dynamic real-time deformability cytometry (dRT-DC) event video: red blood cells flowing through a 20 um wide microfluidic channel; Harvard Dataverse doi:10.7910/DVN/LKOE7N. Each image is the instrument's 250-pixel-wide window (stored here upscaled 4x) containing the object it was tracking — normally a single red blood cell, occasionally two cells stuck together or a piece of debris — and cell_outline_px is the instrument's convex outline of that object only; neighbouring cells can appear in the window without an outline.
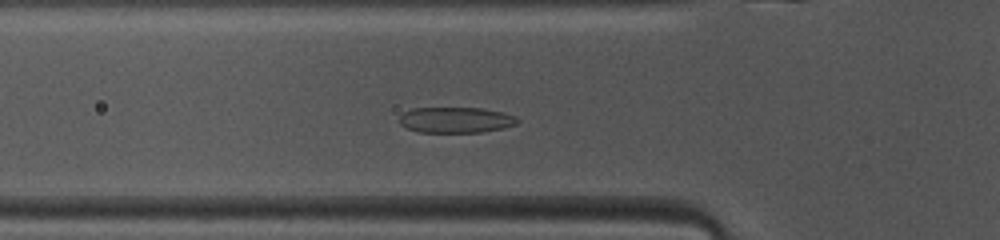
{"species": "common noctule bat (a hibernating species)", "species_latin": "Nyctalus noctula", "temperature_condition": "warm", "stored_images_in_passage": 38, "camera_frame_rate_fps": 3000, "um_per_image_px": 0.085, "animal": {"sex": "female", "body_mass_g": 10.0, "forearm_length_mm": 53.1}, "frame": {"image": 1, "passage_image": 5, "time_ms": 1.333, "image_size_px": [1000, 240], "cell_outline_px": [[520, 120], [516, 124], [504, 128], [480, 132], [420, 132], [408, 128], [400, 124], [400, 116], [404, 112], [412, 108], [480, 108], [504, 112], [516, 116]], "centroid_in_image_um": [38.78, 10.19], "position_along_channel_um": 87.0, "area_um2": 17.69}}
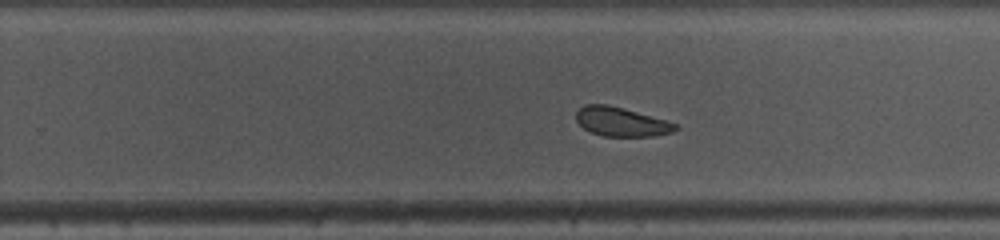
{"frame": {"image": 2, "passage_image": 19, "time_ms": 6.0, "image_size_px": [1000, 240], "cell_outline_px": [[680, 128], [672, 132], [652, 136], [604, 136], [592, 132], [584, 128], [576, 120], [576, 112], [584, 104], [608, 104], [664, 120], [676, 124]], "centroid_in_image_um": [52.78, 10.35], "position_along_channel_um": 277.0, "area_um2": 16.53}}
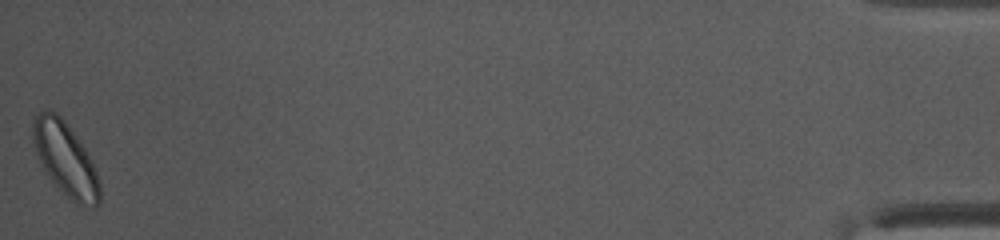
{"frame": {"image": 3, "passage_image": 38, "time_ms": 12.333, "image_size_px": [1000, 240], "cell_outline_px": [[100, 204], [96, 208], [92, 208], [80, 204], [72, 200], [52, 180], [44, 168], [36, 152], [32, 140], [32, 120], [40, 112], [56, 112], [64, 120], [76, 136], [84, 148], [96, 172], [100, 184]], "centroid_in_image_um": [5.57, 13.53], "position_along_channel_um": 429.6, "area_um2": 27.8}, "authors_computed_cell_mechanics": {"area_um2": 18.2359, "velocity_mm_per_s": 4.0693, "shape_relaxation_time_tau1_ms": 2.3852, "shape_relaxation_time_tau2_ms": 2.7156, "deformation_change_tau1": 0.0857, "deformation_change_tau2": 0.0834}}